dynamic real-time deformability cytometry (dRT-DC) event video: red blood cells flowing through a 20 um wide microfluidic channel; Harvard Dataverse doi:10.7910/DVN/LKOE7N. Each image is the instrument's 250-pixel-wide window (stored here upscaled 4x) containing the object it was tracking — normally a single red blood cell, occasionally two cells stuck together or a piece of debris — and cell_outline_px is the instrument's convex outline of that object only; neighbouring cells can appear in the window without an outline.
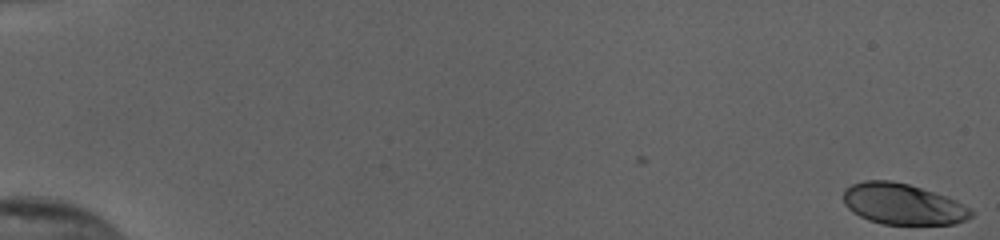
{"species": "human", "species_latin": "Homo sapiens", "temperature_condition": "cold", "stored_images_in_passage": 55, "camera_frame_rate_fps": 3000, "um_per_image_px": 0.085, "donor": {"sex": "female"}, "frame": {"image": 1, "passage_image": 1, "time_ms": 0.0, "image_size_px": [1000, 240], "cell_outline_px": [[976, 212], [968, 220], [956, 224], [884, 224], [868, 220], [852, 212], [844, 204], [844, 188], [852, 184], [864, 180], [892, 180], [908, 184], [956, 200], [972, 208]], "centroid_in_image_um": [76.76, 17.35], "position_along_channel_um": 8.2, "area_um2": 30.69}}
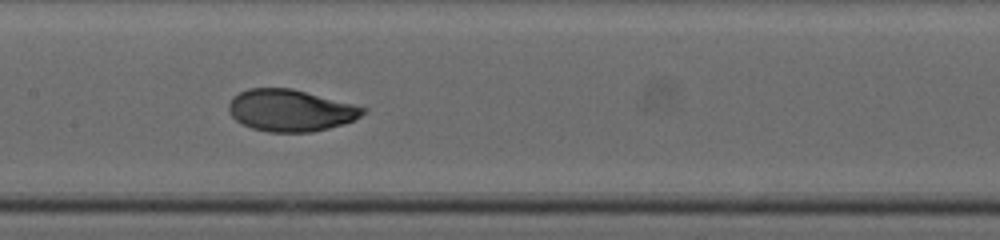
{"frame": {"image": 2, "passage_image": 30, "time_ms": 9.667, "image_size_px": [1000, 240], "cell_outline_px": [[368, 108], [360, 116], [344, 124], [312, 132], [268, 132], [252, 128], [236, 120], [228, 112], [228, 104], [232, 96], [248, 88], [292, 88]], "centroid_in_image_um": [24.66, 9.38], "position_along_channel_um": 182.7, "area_um2": 32.66}}
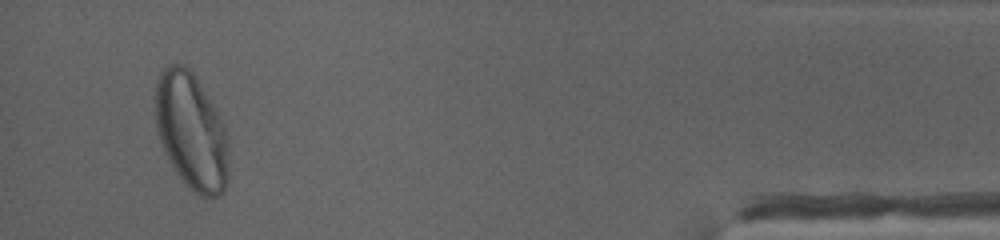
{"frame": {"image": 3, "passage_image": 53, "time_ms": 17.333, "image_size_px": [1000, 240], "cell_outline_px": [[228, 180], [224, 192], [216, 196], [204, 200], [188, 188], [176, 172], [168, 160], [160, 140], [156, 128], [156, 80], [160, 72], [164, 68], [172, 64], [184, 64], [192, 72], [212, 104], [228, 136]], "centroid_in_image_um": [16.27, 11.23], "position_along_channel_um": 418.9, "area_um2": 49.82}, "authors_computed_cell_mechanics": {"area_um2": 32.8882, "velocity_mm_per_s": 3.8457, "shape_relaxation_time_tau1_ms": 3.3312, "shape_relaxation_time_tau2_ms": null, "deformation_change_tau1": 0.1761, "deformation_change_tau2": null}}